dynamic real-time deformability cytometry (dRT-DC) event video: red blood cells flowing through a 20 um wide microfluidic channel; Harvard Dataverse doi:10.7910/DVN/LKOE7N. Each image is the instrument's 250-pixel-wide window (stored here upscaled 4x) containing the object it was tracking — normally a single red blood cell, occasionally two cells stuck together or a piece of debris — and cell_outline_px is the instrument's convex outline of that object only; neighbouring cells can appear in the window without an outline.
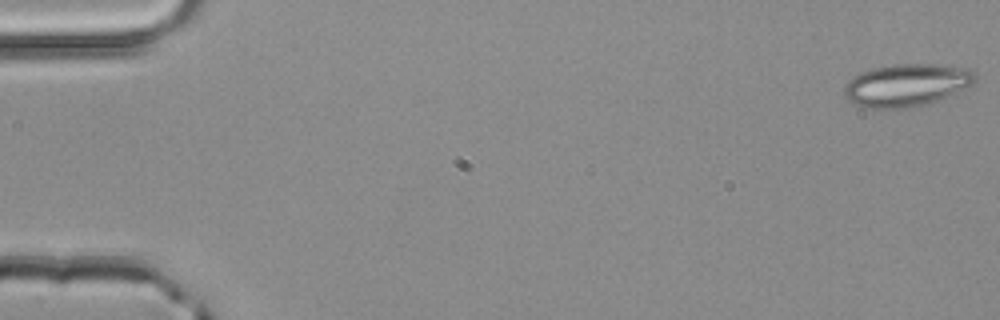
{"species": "common noctule bat (a hibernating species)", "species_latin": "Nyctalus noctula", "temperature_condition": "room temperature", "stored_images_in_passage": 50, "segment_of_instrument_passage": [1, 2], "camera_frame_rate_fps": 3000, "um_per_image_px": 0.085, "animal": {"sex": "male", "body_mass_g": 20.4}, "frame": {"image": 1, "passage_image": 1, "time_ms": 0.0, "image_size_px": [1000, 320], "cell_outline_px": [[976, 80], [956, 96], [908, 108], [868, 108], [856, 104], [848, 100], [844, 92], [844, 88], [848, 80], [852, 76], [860, 72], [872, 68], [892, 64], [940, 64], [968, 68], [976, 76]], "centroid_in_image_um": [77.09, 7.23], "position_along_channel_um": 7.9, "area_um2": 32.89}}
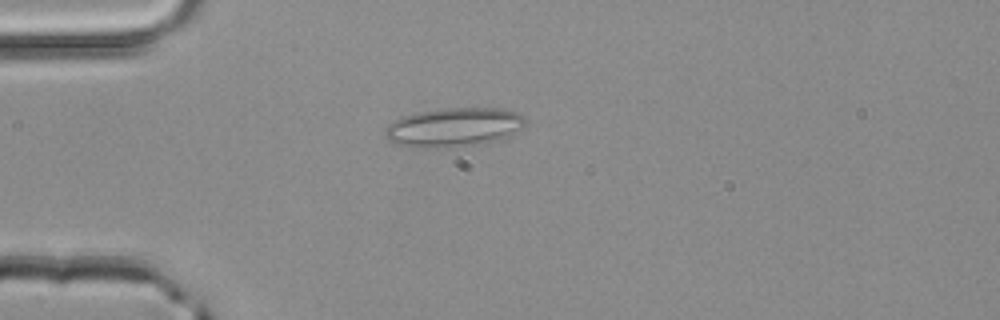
{"frame": {"image": 2, "passage_image": 14, "time_ms": 4.333, "image_size_px": [1000, 320], "cell_outline_px": [[524, 124], [520, 128], [500, 140], [484, 144], [456, 148], [416, 148], [396, 144], [388, 140], [384, 136], [384, 128], [392, 120], [400, 116], [416, 112], [444, 108], [500, 108], [516, 112], [524, 116]], "centroid_in_image_um": [38.5, 10.84], "position_along_channel_um": 46.5, "area_um2": 32.6}}